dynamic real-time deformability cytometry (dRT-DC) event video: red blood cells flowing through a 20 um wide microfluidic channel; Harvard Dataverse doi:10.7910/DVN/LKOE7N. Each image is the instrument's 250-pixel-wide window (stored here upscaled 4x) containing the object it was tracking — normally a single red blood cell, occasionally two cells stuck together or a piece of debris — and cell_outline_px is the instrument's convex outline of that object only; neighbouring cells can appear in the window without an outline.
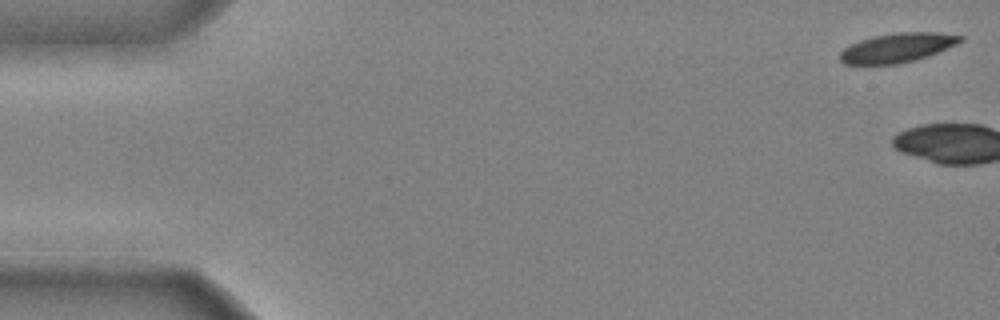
{"species": "common noctule bat (a hibernating species)", "species_latin": "Nyctalus noctula", "temperature_condition": "cold", "stored_images_in_passage": 4, "camera_frame_rate_fps": 3000, "um_per_image_px": 0.085, "animal": {"sex": "male", "body_mass_g": 20.4}, "frame": {"image": 1, "passage_image": 1, "time_ms": 0.0, "image_size_px": [1000, 320], "cell_outline_px": [[964, 40], [956, 44], [928, 56], [916, 60], [896, 64], [844, 64], [840, 60], [840, 52], [844, 48], [860, 40], [876, 36], [900, 32], [936, 32], [964, 36]], "centroid_in_image_um": [76.29, 4.06], "position_along_channel_um": 8.7, "area_um2": 20.35}}